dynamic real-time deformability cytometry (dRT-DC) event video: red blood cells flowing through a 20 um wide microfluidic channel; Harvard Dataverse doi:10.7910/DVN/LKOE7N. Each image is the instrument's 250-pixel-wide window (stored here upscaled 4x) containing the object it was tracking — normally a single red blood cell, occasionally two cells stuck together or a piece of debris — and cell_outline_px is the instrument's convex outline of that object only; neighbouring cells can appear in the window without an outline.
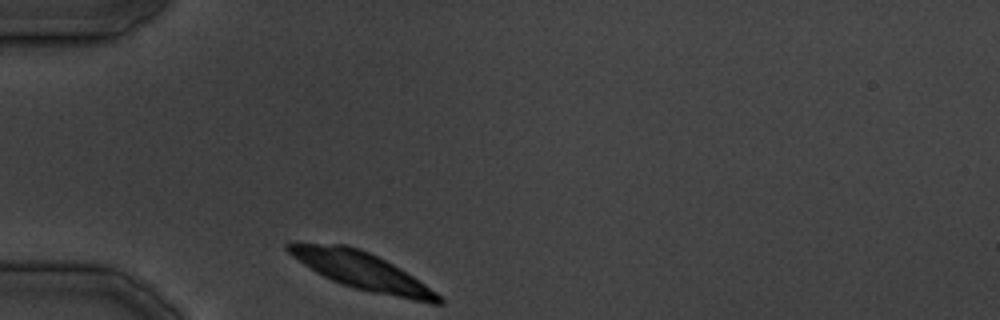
{"species": "common noctule bat (a hibernating species)", "species_latin": "Nyctalus noctula", "temperature_condition": "cold", "stored_images_in_passage": 12, "camera_frame_rate_fps": 3000, "um_per_image_px": 0.085, "animal": {"sex": "male", "body_mass_g": 19.5, "forearm_length_mm": 54.6}, "frame": {"image": 1, "passage_image": 1, "time_ms": 0.0, "image_size_px": [1000, 320], "cell_outline_px": [[444, 304], [432, 304], [352, 288], [332, 280], [316, 272], [292, 256], [284, 248], [284, 244], [344, 244], [360, 248], [400, 268], [436, 292], [444, 300]], "centroid_in_image_um": [30.79, 23.05], "position_along_channel_um": 54.2, "area_um2": 32.02}}